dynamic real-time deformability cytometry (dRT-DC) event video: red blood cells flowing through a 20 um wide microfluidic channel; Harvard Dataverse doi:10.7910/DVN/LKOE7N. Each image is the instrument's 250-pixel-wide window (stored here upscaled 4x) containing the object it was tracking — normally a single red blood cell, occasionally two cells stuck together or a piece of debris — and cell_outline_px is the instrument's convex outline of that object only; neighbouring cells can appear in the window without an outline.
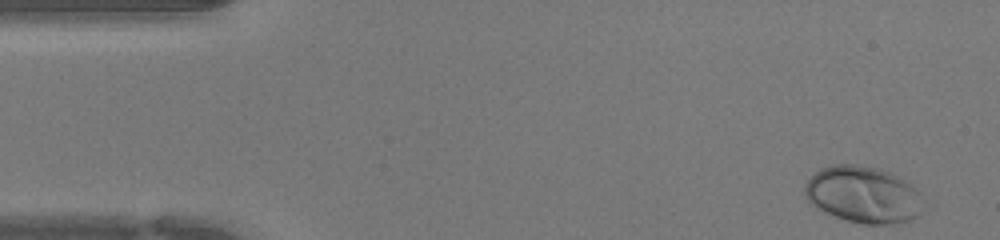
{"species": "human", "species_latin": "Homo sapiens", "temperature_condition": "warm", "stored_images_in_passage": 43, "camera_frame_rate_fps": 3000, "um_per_image_px": 0.085, "donor": {"sex": "female"}, "frame": {"image": 1, "passage_image": 1, "time_ms": 0.0, "image_size_px": [1000, 240], "cell_outline_px": [[920, 192], [916, 216], [908, 220], [888, 224], [864, 224], [848, 220], [824, 212], [816, 208], [804, 196], [804, 184], [820, 168], [832, 164], [856, 164], [876, 168], [892, 172], [908, 180]], "centroid_in_image_um": [73.31, 16.51], "position_along_channel_um": 11.7, "area_um2": 38.9}}
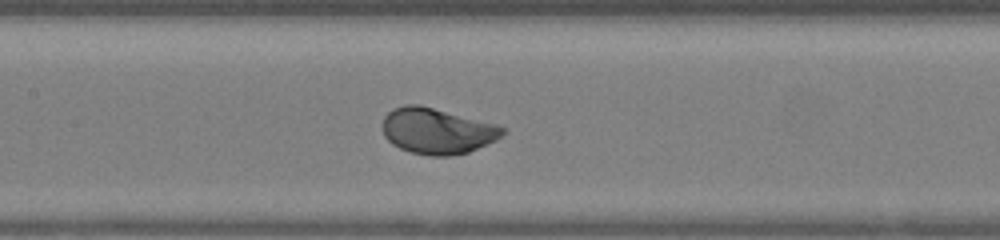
{"frame": {"image": 2, "passage_image": 19, "time_ms": 6.0, "image_size_px": [1000, 240], "cell_outline_px": [[508, 128], [504, 136], [496, 140], [468, 152], [452, 156], [428, 156], [412, 152], [400, 148], [392, 144], [384, 136], [380, 124], [384, 116], [392, 108], [404, 104], [420, 104], [496, 124]], "centroid_in_image_um": [37.14, 11.12], "position_along_channel_um": 170.3, "area_um2": 32.6}}
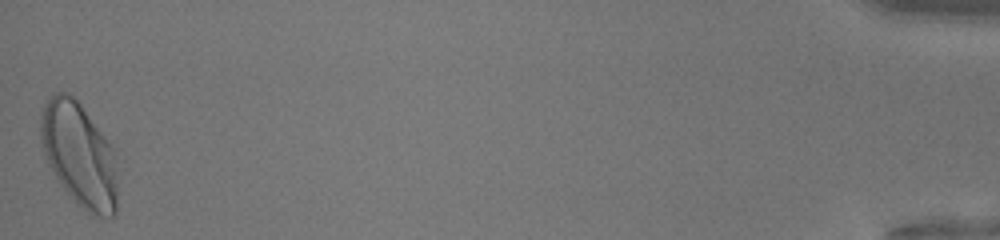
{"frame": {"image": 3, "passage_image": 43, "time_ms": 14.0, "image_size_px": [1000, 240], "cell_outline_px": [[116, 212], [112, 216], [100, 216], [88, 212], [76, 204], [60, 184], [48, 164], [44, 156], [40, 140], [40, 116], [44, 104], [56, 92], [68, 92], [80, 104], [104, 136], [112, 148], [116, 184]], "centroid_in_image_um": [6.68, 13.15], "position_along_channel_um": 428.5, "area_um2": 45.95}}